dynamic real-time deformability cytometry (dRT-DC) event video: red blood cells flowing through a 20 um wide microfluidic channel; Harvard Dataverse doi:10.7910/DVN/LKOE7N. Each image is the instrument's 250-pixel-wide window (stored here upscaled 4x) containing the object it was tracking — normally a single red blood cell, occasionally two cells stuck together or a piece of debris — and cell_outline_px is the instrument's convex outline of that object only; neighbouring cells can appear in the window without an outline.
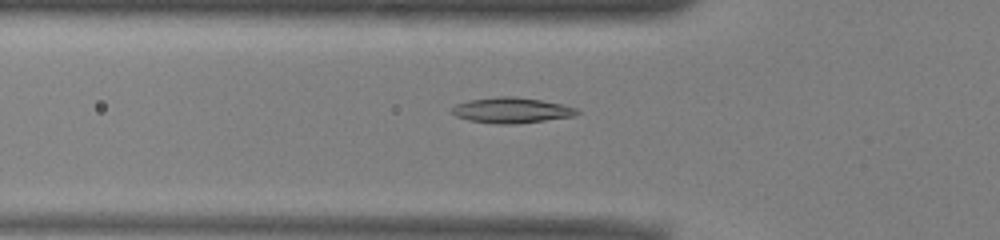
{"species": "common noctule bat (a hibernating species)", "species_latin": "Nyctalus noctula", "temperature_condition": "warm", "stored_images_in_passage": 39, "camera_frame_rate_fps": 3000, "um_per_image_px": 0.085, "animal": {"sex": "male", "body_mass_g": 13.0, "forearm_length_mm": 53.1}, "frame": {"image": 1, "passage_image": 10, "time_ms": 3.0, "image_size_px": [1000, 240], "cell_outline_px": [[580, 112], [572, 116], [516, 124], [496, 124], [468, 120], [456, 116], [452, 112], [452, 108], [456, 104], [468, 100], [496, 96], [512, 96], [540, 100], [560, 104], [576, 108]], "centroid_in_image_um": [43.43, 9.37], "position_along_channel_um": 82.4, "area_um2": 18.44}}
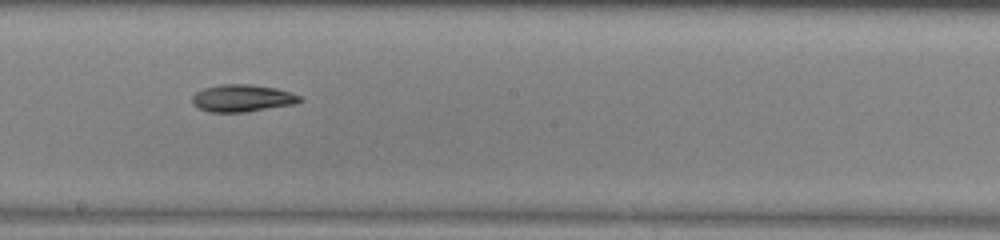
{"frame": {"image": 2, "passage_image": 21, "time_ms": 6.667, "image_size_px": [1000, 240], "cell_outline_px": [[304, 100], [292, 104], [248, 112], [208, 112], [196, 108], [192, 104], [192, 96], [196, 92], [204, 88], [220, 84], [248, 84], [276, 88], [292, 92], [300, 96]], "centroid_in_image_um": [20.56, 8.35], "position_along_channel_um": 227.6, "area_um2": 17.22}}
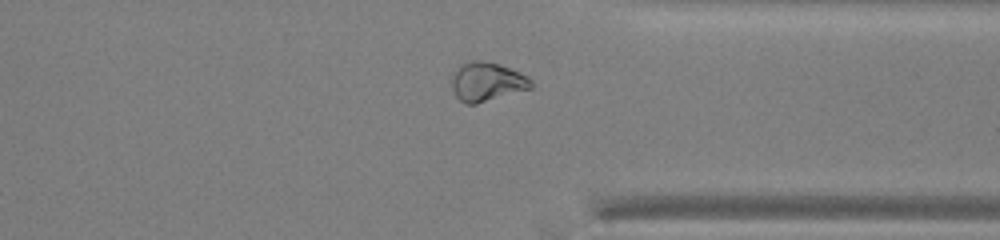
{"frame": {"image": 3, "passage_image": 32, "time_ms": 10.333, "image_size_px": [1000, 240], "cell_outline_px": [[532, 88], [476, 104], [468, 104], [460, 100], [456, 96], [452, 88], [452, 76], [456, 68], [460, 64], [472, 60], [484, 60], [500, 64], [532, 80]], "centroid_in_image_um": [41.35, 6.94], "position_along_channel_um": 370.1, "area_um2": 17.86}}